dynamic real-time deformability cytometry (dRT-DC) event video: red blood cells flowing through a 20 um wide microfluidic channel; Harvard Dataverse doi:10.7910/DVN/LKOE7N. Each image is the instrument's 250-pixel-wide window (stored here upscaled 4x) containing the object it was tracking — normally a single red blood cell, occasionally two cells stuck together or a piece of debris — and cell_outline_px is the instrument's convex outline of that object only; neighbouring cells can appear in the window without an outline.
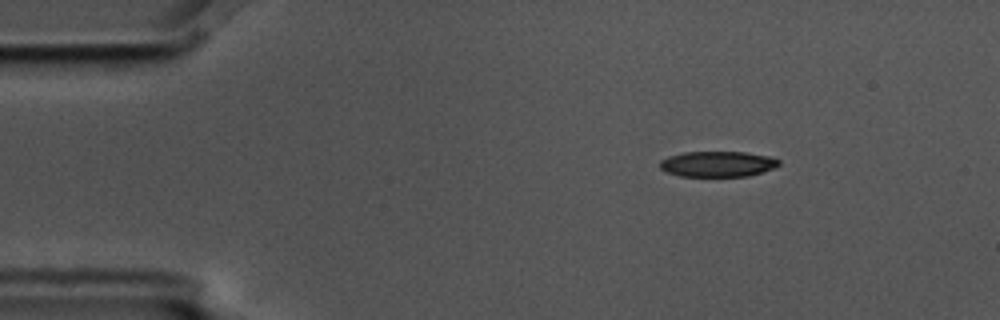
{"species": "common noctule bat (a hibernating species)", "species_latin": "Nyctalus noctula", "temperature_condition": "cold", "stored_images_in_passage": 3, "camera_frame_rate_fps": 3000, "um_per_image_px": 0.085, "animal": {"sex": "male", "body_mass_g": 17.5, "forearm_length_mm": 52.3}, "frame": {"image": 1, "passage_image": 1, "time_ms": 0.0, "image_size_px": [1000, 320], "cell_outline_px": [[780, 164], [772, 168], [748, 176], [680, 176], [668, 172], [660, 168], [660, 160], [668, 156], [684, 152], [744, 152], [768, 156], [780, 160]], "centroid_in_image_um": [60.97, 13.93], "position_along_channel_um": 24.0, "area_um2": 17.57}}